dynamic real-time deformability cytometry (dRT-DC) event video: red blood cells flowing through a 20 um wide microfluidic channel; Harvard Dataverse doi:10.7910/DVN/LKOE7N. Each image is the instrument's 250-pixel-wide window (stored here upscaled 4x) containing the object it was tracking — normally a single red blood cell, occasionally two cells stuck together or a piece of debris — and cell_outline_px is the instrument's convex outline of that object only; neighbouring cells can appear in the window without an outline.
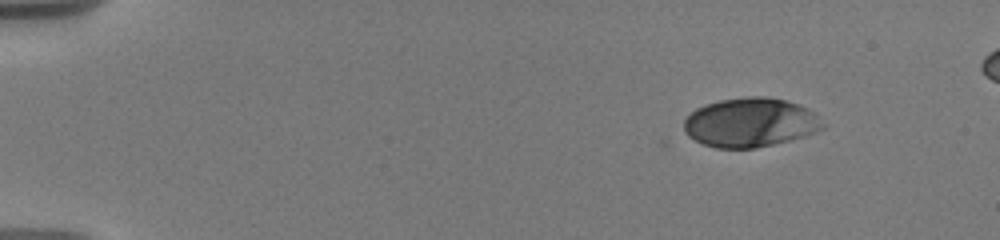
{"species": "human", "species_latin": "Homo sapiens", "temperature_condition": "warm", "stored_images_in_passage": 12, "camera_frame_rate_fps": 3000, "um_per_image_px": 0.085, "donor": {"sex": "male"}, "frame": {"image": 1, "passage_image": 1, "time_ms": 0.0, "image_size_px": [1000, 240], "cell_outline_px": [[824, 128], [816, 132], [804, 136], [756, 148], [716, 148], [704, 144], [688, 136], [684, 132], [684, 120], [696, 108], [704, 104], [720, 100], [748, 96], [768, 96], [800, 104], [808, 108], [824, 124]], "centroid_in_image_um": [63.76, 10.4], "position_along_channel_um": 21.2, "area_um2": 39.71}}
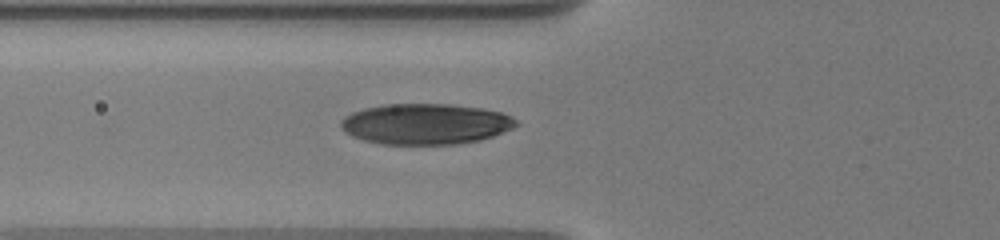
{"frame": {"image": 2, "passage_image": 9, "time_ms": 5.0, "image_size_px": [1000, 240], "cell_outline_px": [[520, 124], [512, 128], [492, 136], [480, 140], [460, 144], [384, 144], [364, 140], [352, 136], [344, 132], [340, 128], [340, 120], [344, 116], [352, 112], [364, 108], [384, 104], [448, 104], [484, 108], [500, 112], [512, 116]], "centroid_in_image_um": [36.16, 10.53], "position_along_channel_um": 89.6, "area_um2": 41.85}}
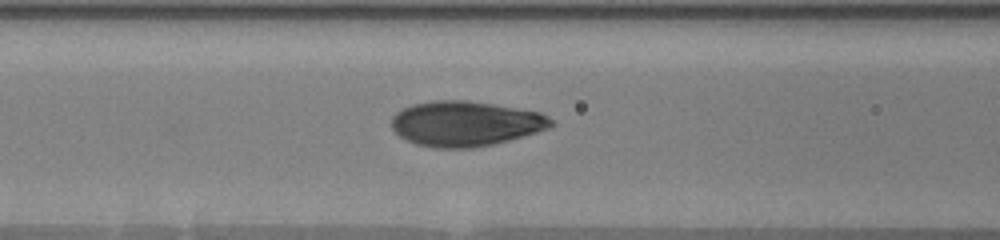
{"frame": {"image": 3, "passage_image": 11, "time_ms": 6.0, "image_size_px": [1000, 240], "cell_outline_px": [[556, 124], [548, 128], [536, 132], [508, 140], [492, 144], [472, 148], [436, 148], [416, 144], [400, 136], [392, 128], [392, 116], [396, 112], [412, 104], [432, 100], [468, 100], [540, 112], [548, 116]], "centroid_in_image_um": [39.55, 10.5], "position_along_channel_um": 127.0, "area_um2": 41.79}}